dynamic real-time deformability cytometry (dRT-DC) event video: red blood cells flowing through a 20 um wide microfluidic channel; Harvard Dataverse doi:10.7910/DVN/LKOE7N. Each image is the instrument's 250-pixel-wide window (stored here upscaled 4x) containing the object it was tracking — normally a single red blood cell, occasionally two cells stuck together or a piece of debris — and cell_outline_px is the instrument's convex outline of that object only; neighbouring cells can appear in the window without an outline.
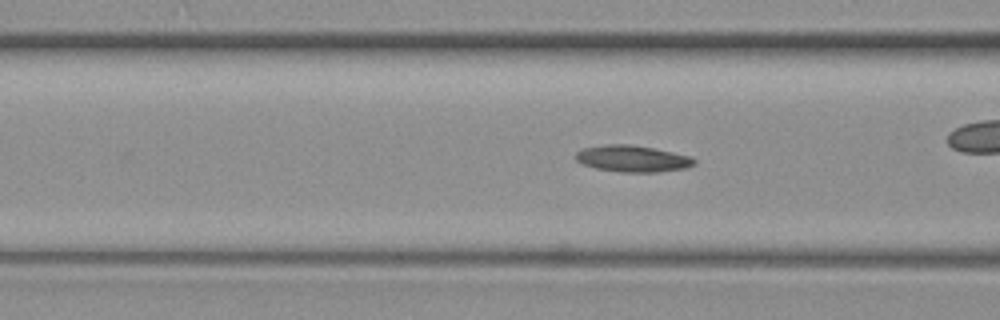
{"species": "common noctule bat (a hibernating species)", "species_latin": "Nyctalus noctula", "temperature_condition": "warm", "stored_images_in_passage": 41, "camera_frame_rate_fps": 3000, "um_per_image_px": 0.085, "animal": {"sex": "female", "body_mass_g": 19.3, "forearm_length_mm": 54.1}, "frame": {"image": 1, "passage_image": 6, "time_ms": 1.667, "image_size_px": [1000, 320], "cell_outline_px": [[696, 164], [684, 168], [660, 172], [620, 172], [596, 168], [580, 164], [576, 160], [576, 152], [584, 148], [608, 144], [628, 144], [652, 148], [672, 152], [688, 156], [696, 160]], "centroid_in_image_um": [53.74, 13.49], "position_along_channel_um": 112.9, "area_um2": 18.21}}